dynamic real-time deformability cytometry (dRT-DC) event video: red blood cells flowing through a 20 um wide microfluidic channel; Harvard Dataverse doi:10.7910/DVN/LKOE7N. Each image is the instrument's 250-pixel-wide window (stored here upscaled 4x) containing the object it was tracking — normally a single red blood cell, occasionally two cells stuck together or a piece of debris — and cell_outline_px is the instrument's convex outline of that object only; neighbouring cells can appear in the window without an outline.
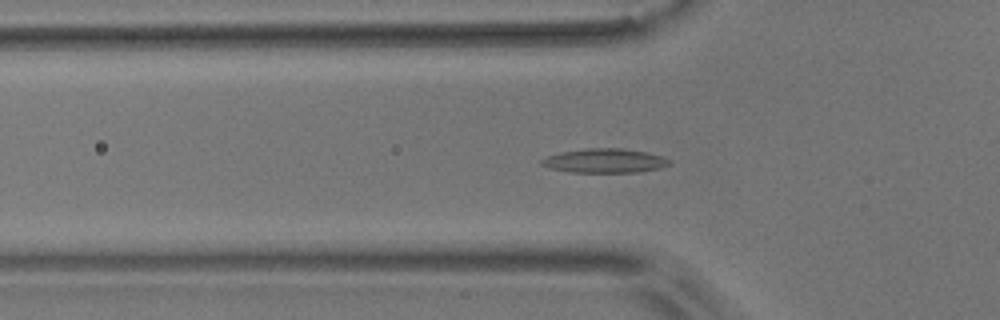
{"species": "common noctule bat (a hibernating species)", "species_latin": "Nyctalus noctula", "temperature_condition": "room temperature", "stored_images_in_passage": 54, "camera_frame_rate_fps": 3000, "um_per_image_px": 0.085, "animal": {"sex": "male", "body_mass_g": 17.9}, "frame": {"image": 1, "passage_image": 17, "time_ms": 5.333, "image_size_px": [1000, 320], "cell_outline_px": [[672, 164], [660, 168], [640, 172], [568, 172], [548, 168], [540, 164], [540, 160], [548, 156], [560, 152], [588, 148], [620, 148], [648, 152], [664, 156], [672, 160]], "centroid_in_image_um": [51.44, 13.66], "position_along_channel_um": 74.4, "area_um2": 18.26}}
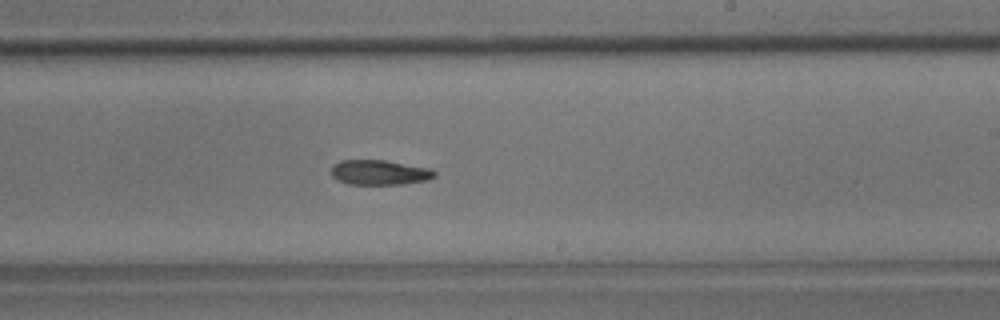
{"frame": {"image": 2, "passage_image": 32, "time_ms": 10.333, "image_size_px": [1000, 320], "cell_outline_px": [[436, 176], [428, 180], [404, 184], [348, 184], [336, 180], [332, 176], [332, 164], [340, 160], [384, 160], [432, 168], [436, 172]], "centroid_in_image_um": [32.27, 14.65], "position_along_channel_um": 256.7, "area_um2": 15.2}}
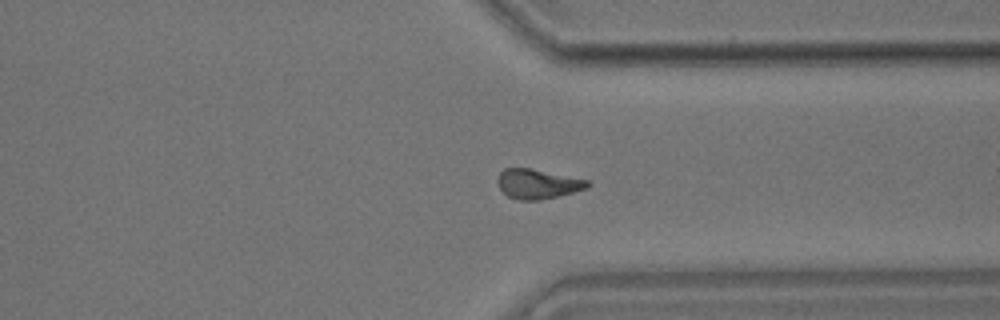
{"frame": {"image": 3, "passage_image": 41, "time_ms": 13.333, "image_size_px": [1000, 320], "cell_outline_px": [[592, 184], [588, 188], [540, 200], [520, 200], [508, 196], [500, 188], [496, 180], [500, 172], [504, 168], [532, 168], [588, 180]], "centroid_in_image_um": [45.7, 15.62], "position_along_channel_um": 365.7, "area_um2": 15.49}, "authors_computed_cell_mechanics": {"area_um2": 15.8661, "velocity_mm_per_s": 3.6397, "shape_relaxation_time_tau1_ms": 10.1649, "shape_relaxation_time_tau2_ms": 10.0424, "deformation_change_tau1": 0.2246, "deformation_change_tau2": 0.1567}}